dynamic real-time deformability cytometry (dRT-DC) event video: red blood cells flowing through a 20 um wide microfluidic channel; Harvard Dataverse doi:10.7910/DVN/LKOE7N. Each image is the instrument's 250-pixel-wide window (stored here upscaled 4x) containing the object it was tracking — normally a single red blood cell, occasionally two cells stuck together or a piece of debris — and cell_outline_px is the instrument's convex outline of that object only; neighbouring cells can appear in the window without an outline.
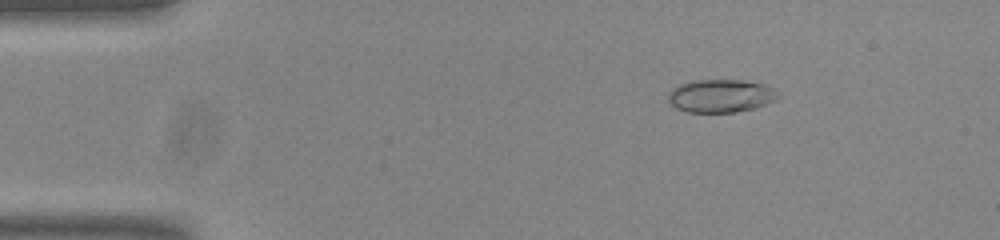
{"species": "common noctule bat (a hibernating species)", "species_latin": "Nyctalus noctula", "temperature_condition": "room temperature", "stored_images_in_passage": 54, "camera_frame_rate_fps": 3000, "um_per_image_px": 0.085, "animal": {"sex": "male", "body_mass_g": 20.0, "forearm_length_mm": 53.3}, "frame": {"image": 1, "passage_image": 8, "time_ms": 2.333, "image_size_px": [1000, 240], "cell_outline_px": [[784, 96], [776, 100], [756, 108], [736, 112], [688, 112], [676, 108], [668, 100], [668, 92], [672, 88], [680, 84], [692, 80], [740, 80], [764, 84], [772, 88]], "centroid_in_image_um": [61.29, 8.15], "position_along_channel_um": 23.7, "area_um2": 21.39}}
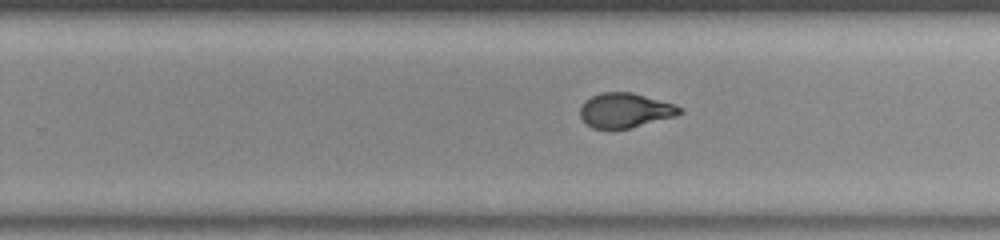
{"frame": {"image": 2, "passage_image": 34, "time_ms": 11.0, "image_size_px": [1000, 240], "cell_outline_px": [[684, 112], [676, 116], [628, 128], [592, 128], [580, 116], [580, 108], [584, 100], [592, 96], [604, 92], [632, 92], [676, 104], [684, 108]], "centroid_in_image_um": [53.18, 9.36], "position_along_channel_um": 276.6, "area_um2": 20.06}}
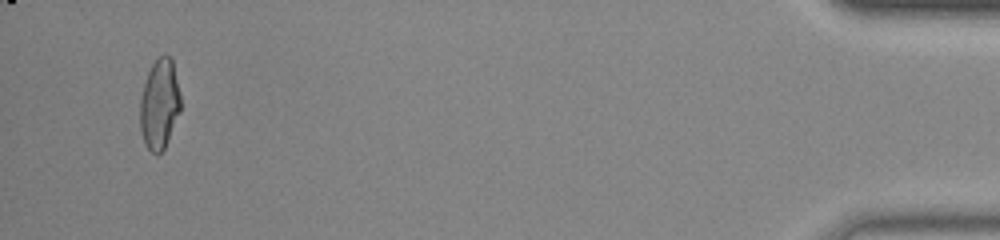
{"frame": {"image": 3, "passage_image": 52, "time_ms": 17.0, "image_size_px": [1000, 240], "cell_outline_px": [[180, 112], [164, 148], [156, 156], [144, 144], [140, 128], [140, 100], [144, 84], [148, 72], [152, 64], [160, 56], [168, 56], [172, 60], [180, 96]], "centroid_in_image_um": [13.54, 8.89], "position_along_channel_um": 421.7, "area_um2": 20.98}}